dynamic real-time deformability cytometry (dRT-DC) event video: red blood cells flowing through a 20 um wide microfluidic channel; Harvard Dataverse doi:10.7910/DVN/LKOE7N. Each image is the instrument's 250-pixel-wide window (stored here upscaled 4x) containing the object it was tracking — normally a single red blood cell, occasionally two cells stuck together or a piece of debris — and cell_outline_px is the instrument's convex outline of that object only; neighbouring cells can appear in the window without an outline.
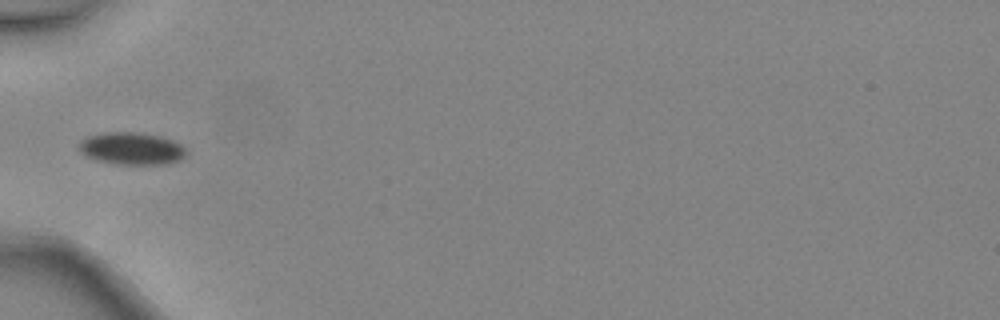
{"species": "common noctule bat (a hibernating species)", "species_latin": "Nyctalus noctula", "temperature_condition": "warm", "stored_images_in_passage": 6, "camera_frame_rate_fps": 3000, "um_per_image_px": 0.085, "animal": {"sex": "female", "body_mass_g": 24.6, "forearm_length_mm": 56.2}, "frame": {"image": 1, "passage_image": 6, "time_ms": 1.667, "image_size_px": [1000, 320], "cell_outline_px": [[188, 152], [180, 160], [164, 164], [116, 164], [96, 160], [80, 152], [80, 140], [88, 136], [104, 132], [140, 132], [160, 136], [172, 140], [180, 144]], "centroid_in_image_um": [11.19, 12.62], "position_along_channel_um": 73.8, "area_um2": 20.17}}